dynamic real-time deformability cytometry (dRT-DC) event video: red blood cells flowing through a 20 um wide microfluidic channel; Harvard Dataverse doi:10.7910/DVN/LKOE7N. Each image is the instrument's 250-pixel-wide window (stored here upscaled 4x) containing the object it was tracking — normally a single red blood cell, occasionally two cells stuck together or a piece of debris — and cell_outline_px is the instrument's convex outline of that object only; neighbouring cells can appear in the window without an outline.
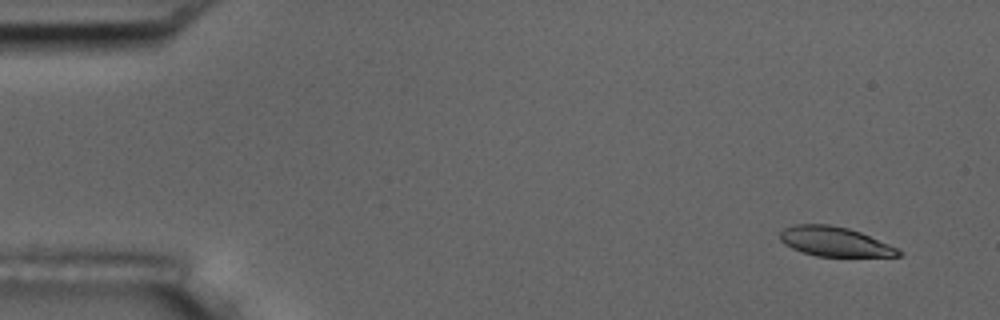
{"species": "common noctule bat (a hibernating species)", "species_latin": "Nyctalus noctula", "temperature_condition": "room temperature", "stored_images_in_passage": 5, "camera_frame_rate_fps": 3000, "um_per_image_px": 0.085, "animal": {"sex": "male", "body_mass_g": 17.5, "forearm_length_mm": 52.3}, "frame": {"image": 1, "passage_image": 1, "time_ms": 0.0, "image_size_px": [1000, 320], "cell_outline_px": [[904, 252], [900, 256], [816, 256], [792, 248], [784, 244], [780, 240], [780, 232], [784, 228], [796, 224], [828, 224], [848, 228], [860, 232], [888, 244]], "centroid_in_image_um": [70.93, 20.53], "position_along_channel_um": 14.1, "area_um2": 20.17}}
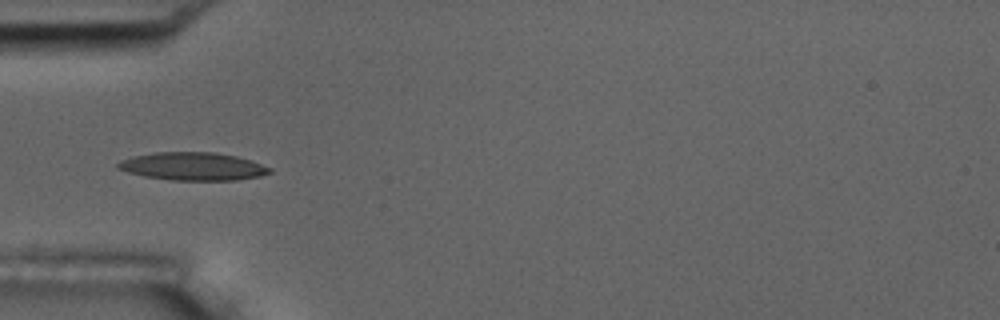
{"frame": {"image": 2, "passage_image": 5, "time_ms": 4.667, "image_size_px": [1000, 320], "cell_outline_px": [[272, 172], [260, 176], [236, 180], [172, 180], [144, 176], [128, 172], [116, 168], [116, 164], [120, 160], [132, 156], [156, 152], [216, 152], [236, 156], [252, 160], [272, 168]], "centroid_in_image_um": [16.4, 14.13], "position_along_channel_um": 68.6, "area_um2": 24.85}}